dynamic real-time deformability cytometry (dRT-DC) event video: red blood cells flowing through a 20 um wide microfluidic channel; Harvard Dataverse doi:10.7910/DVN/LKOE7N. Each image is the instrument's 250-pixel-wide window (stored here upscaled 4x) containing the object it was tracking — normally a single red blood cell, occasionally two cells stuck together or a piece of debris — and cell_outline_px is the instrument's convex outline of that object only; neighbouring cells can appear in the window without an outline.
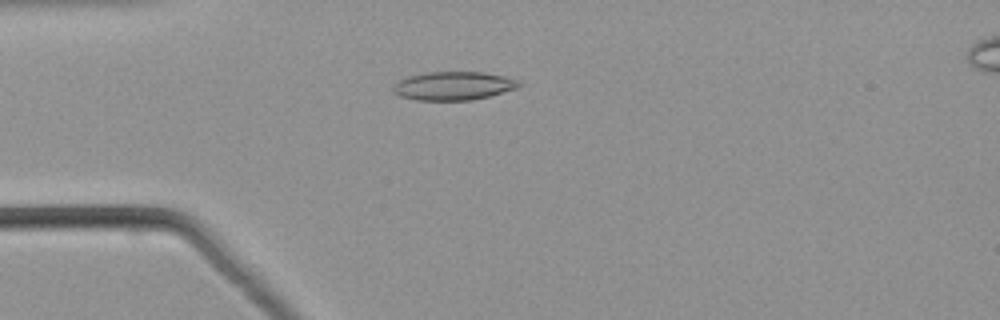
{"species": "common noctule bat (a hibernating species)", "species_latin": "Nyctalus noctula", "temperature_condition": "warm", "stored_images_in_passage": 49, "camera_frame_rate_fps": 3000, "um_per_image_px": 0.085, "animal": {"sex": "male", "body_mass_g": 21.5, "forearm_length_mm": 52.0}, "frame": {"image": 1, "passage_image": 11, "time_ms": 3.333, "image_size_px": [1000, 320], "cell_outline_px": [[524, 84], [516, 88], [488, 96], [472, 100], [416, 100], [400, 96], [392, 92], [392, 84], [400, 80], [412, 76], [428, 72], [484, 72], [504, 76], [520, 80]], "centroid_in_image_um": [38.55, 7.3], "position_along_channel_um": 46.4, "area_um2": 20.87}}
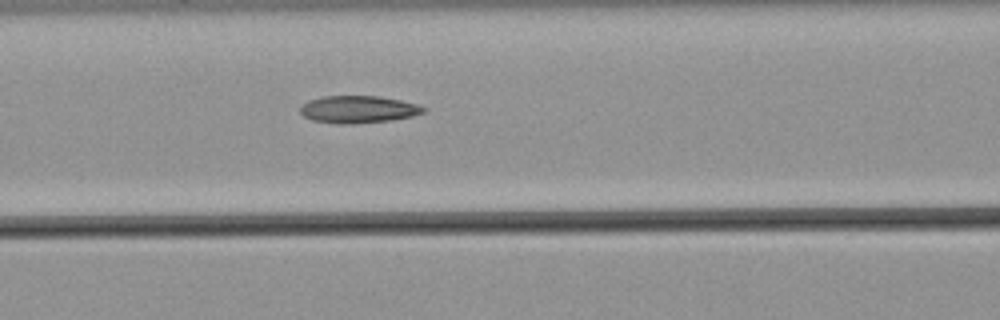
{"frame": {"image": 2, "passage_image": 19, "time_ms": 6.0, "image_size_px": [1000, 320], "cell_outline_px": [[428, 108], [424, 112], [412, 116], [392, 120], [356, 124], [340, 124], [312, 120], [304, 116], [300, 112], [300, 104], [308, 100], [324, 96], [380, 96], [400, 100], [416, 104]], "centroid_in_image_um": [30.44, 9.3], "position_along_channel_um": 136.2, "area_um2": 19.77}}
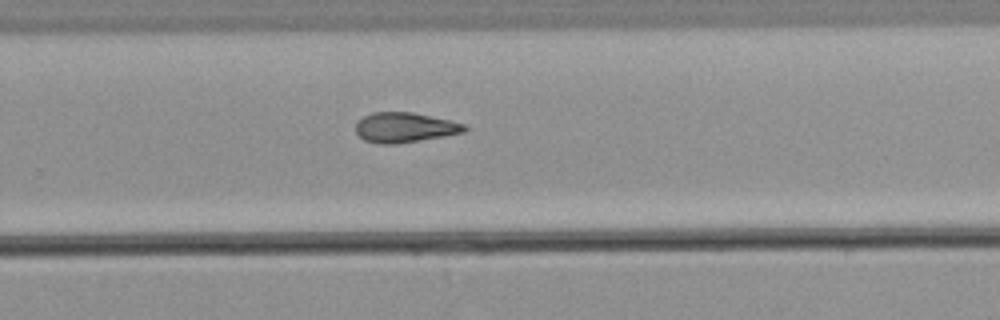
{"frame": {"image": 3, "passage_image": 31, "time_ms": 10.0, "image_size_px": [1000, 320], "cell_outline_px": [[468, 128], [464, 132], [444, 136], [396, 144], [380, 144], [364, 140], [356, 132], [356, 124], [364, 116], [372, 112], [412, 112], [468, 124]], "centroid_in_image_um": [34.43, 10.83], "position_along_channel_um": 295.4, "area_um2": 18.96}}